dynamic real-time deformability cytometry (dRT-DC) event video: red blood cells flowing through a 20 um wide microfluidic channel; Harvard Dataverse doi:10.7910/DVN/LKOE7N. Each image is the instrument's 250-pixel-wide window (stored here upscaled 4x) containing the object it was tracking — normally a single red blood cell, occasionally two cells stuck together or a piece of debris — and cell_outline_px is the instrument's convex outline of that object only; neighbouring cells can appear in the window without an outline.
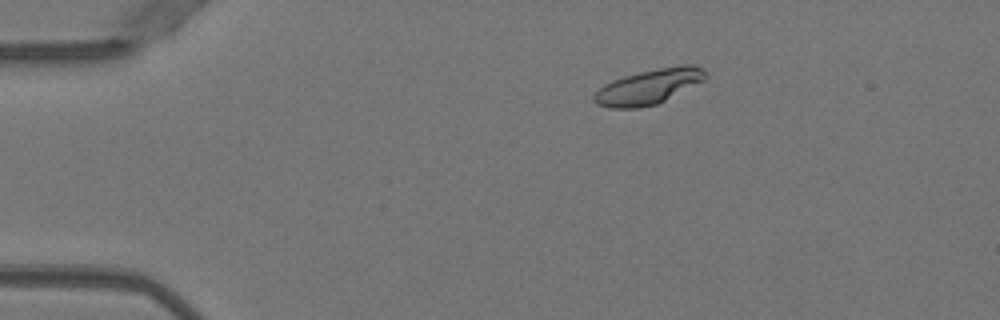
{"species": "Egyptian fruit bat (a non-hibernating species)", "species_latin": "Rousettus aegyptiacus", "temperature_condition": "warm", "stored_images_in_passage": 51, "camera_frame_rate_fps": 3000, "um_per_image_px": 0.085, "animal": {"sex": "female"}, "frame": {"image": 1, "passage_image": 10, "time_ms": 3.0, "image_size_px": [1000, 320], "cell_outline_px": [[708, 76], [704, 80], [656, 104], [640, 108], [608, 108], [596, 104], [592, 100], [592, 96], [604, 84], [612, 80], [624, 76], [640, 72], [680, 64], [692, 64], [704, 68]], "centroid_in_image_um": [55.13, 7.36], "position_along_channel_um": 29.9, "area_um2": 22.66}}
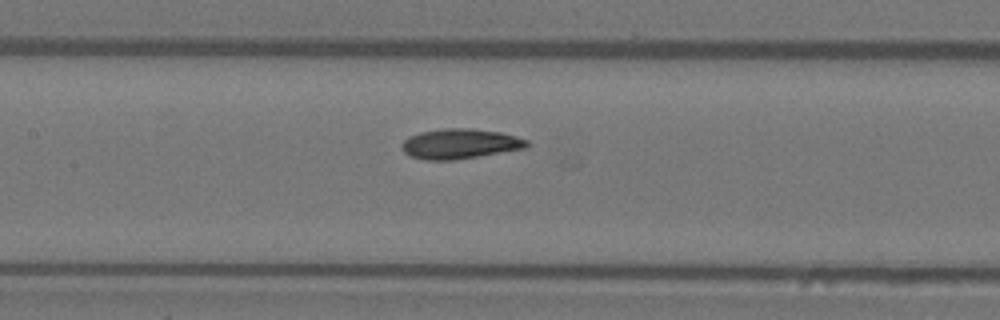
{"frame": {"image": 2, "passage_image": 25, "time_ms": 8.0, "image_size_px": [1000, 320], "cell_outline_px": [[528, 144], [524, 148], [452, 160], [424, 160], [412, 156], [404, 152], [400, 144], [408, 136], [420, 132], [444, 128], [472, 128], [500, 132], [516, 136], [528, 140]], "centroid_in_image_um": [39.05, 12.21], "position_along_channel_um": 168.4, "area_um2": 21.68}}
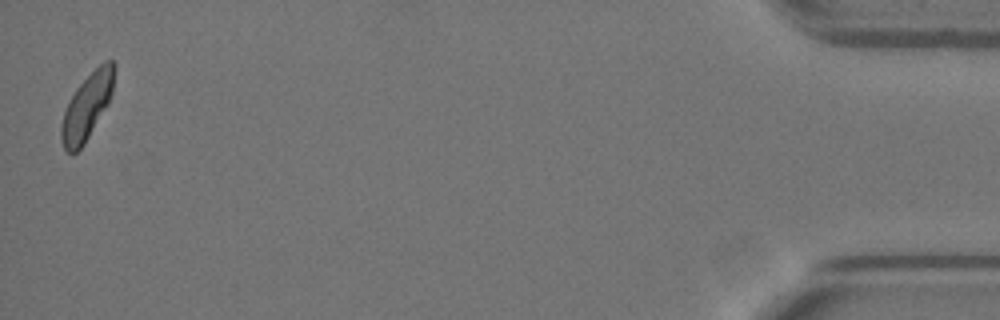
{"frame": {"image": 3, "passage_image": 51, "time_ms": 16.667, "image_size_px": [1000, 320], "cell_outline_px": [[116, 68], [112, 92], [108, 104], [84, 144], [76, 152], [68, 152], [64, 148], [60, 140], [60, 124], [68, 100], [76, 88], [104, 60], [112, 60], [116, 64]], "centroid_in_image_um": [7.39, 9.04], "position_along_channel_um": 427.8, "area_um2": 20.35}}